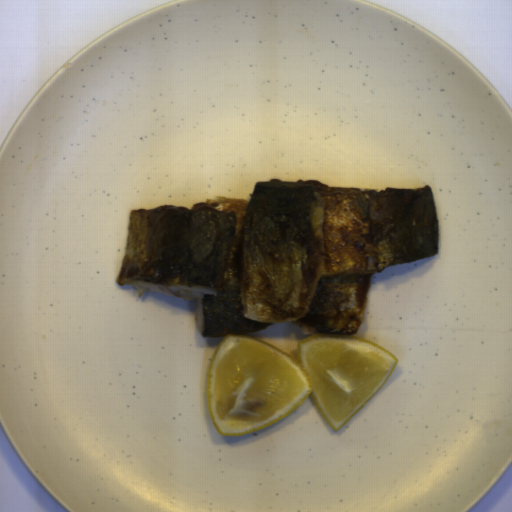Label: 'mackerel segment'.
<instances>
[{
	"label": "mackerel segment",
	"instance_id": "obj_1",
	"mask_svg": "<svg viewBox=\"0 0 512 512\" xmlns=\"http://www.w3.org/2000/svg\"><path fill=\"white\" fill-rule=\"evenodd\" d=\"M439 223L423 188L256 182L250 200L215 196L130 212L119 285L195 300L204 337L290 322L303 334L352 335L370 282L437 254Z\"/></svg>",
	"mask_w": 512,
	"mask_h": 512
}]
</instances>
